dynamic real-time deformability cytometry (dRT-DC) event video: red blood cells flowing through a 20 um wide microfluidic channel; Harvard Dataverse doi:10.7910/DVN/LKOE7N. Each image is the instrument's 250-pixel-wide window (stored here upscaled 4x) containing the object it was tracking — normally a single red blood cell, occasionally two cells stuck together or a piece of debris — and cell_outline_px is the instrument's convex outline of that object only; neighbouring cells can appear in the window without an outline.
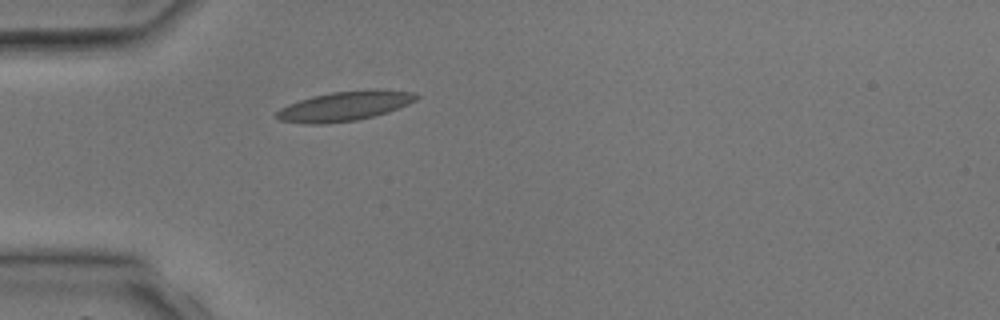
{"species": "common noctule bat (a hibernating species)", "species_latin": "Nyctalus noctula", "temperature_condition": "room temperature", "stored_images_in_passage": 1, "camera_frame_rate_fps": 3000, "um_per_image_px": 0.085, "animal": {"sex": "male", "body_mass_g": 17.9, "forearm_length_mm": 54.2}, "frame": {"image": 1, "passage_image": 1, "time_ms": 0.0, "image_size_px": [1000, 320], "cell_outline_px": [[420, 96], [416, 100], [408, 104], [388, 112], [356, 120], [324, 124], [304, 124], [280, 120], [276, 116], [276, 112], [280, 108], [288, 104], [312, 96], [332, 92], [376, 88], [412, 92]], "centroid_in_image_um": [29.3, 9.01], "position_along_channel_um": 55.7, "area_um2": 24.16}}